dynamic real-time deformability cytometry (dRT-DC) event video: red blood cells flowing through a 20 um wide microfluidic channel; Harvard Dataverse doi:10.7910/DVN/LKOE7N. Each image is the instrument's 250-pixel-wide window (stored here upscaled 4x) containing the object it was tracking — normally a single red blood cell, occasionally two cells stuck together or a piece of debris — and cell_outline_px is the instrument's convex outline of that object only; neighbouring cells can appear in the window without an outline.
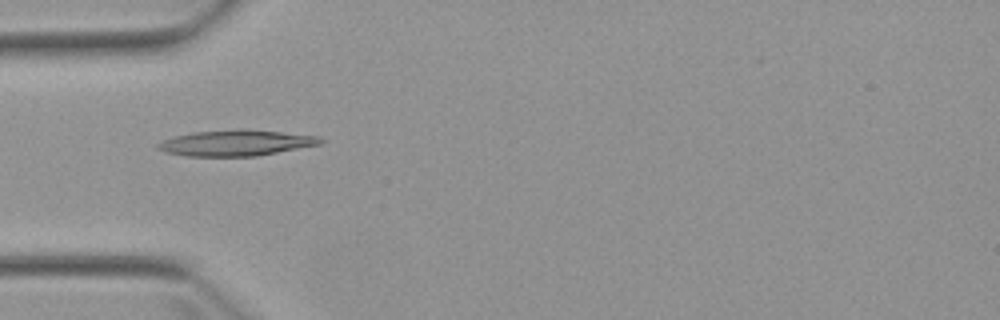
{"species": "Egyptian fruit bat (a non-hibernating species)", "species_latin": "Rousettus aegyptiacus", "temperature_condition": "warm", "stored_images_in_passage": 4, "camera_frame_rate_fps": 3000, "um_per_image_px": 0.085, "animal": {"sex": "female"}, "frame": {"image": 1, "passage_image": 4, "time_ms": 3.667, "image_size_px": [1000, 320], "cell_outline_px": [[324, 144], [256, 156], [184, 156], [164, 152], [156, 148], [156, 144], [164, 140], [176, 136], [192, 132], [236, 128], [244, 128], [320, 136], [324, 140]], "centroid_in_image_um": [20.09, 12.14], "position_along_channel_um": 64.9, "area_um2": 24.91}}